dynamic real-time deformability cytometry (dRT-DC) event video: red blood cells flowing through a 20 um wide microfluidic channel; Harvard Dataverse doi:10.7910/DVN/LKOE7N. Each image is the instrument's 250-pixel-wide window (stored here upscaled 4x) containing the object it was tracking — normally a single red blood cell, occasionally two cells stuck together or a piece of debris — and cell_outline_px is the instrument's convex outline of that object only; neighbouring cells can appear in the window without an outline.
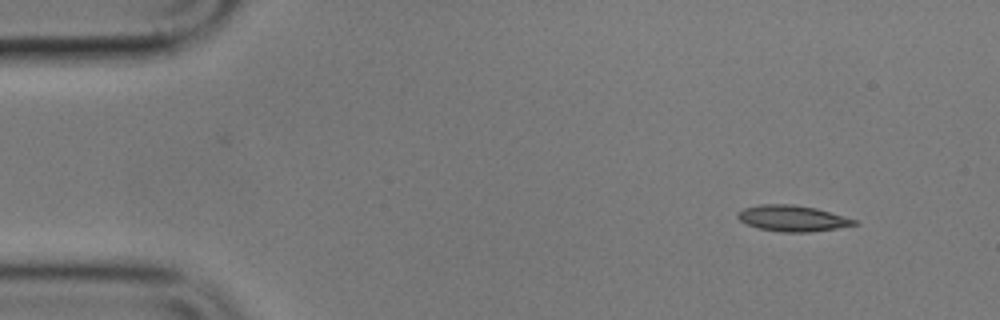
{"species": "common noctule bat (a hibernating species)", "species_latin": "Nyctalus noctula", "temperature_condition": "cold", "stored_images_in_passage": 10, "camera_frame_rate_fps": 3000, "um_per_image_px": 0.085, "animal": {"sex": "male", "body_mass_g": 17.9}, "frame": {"image": 1, "passage_image": 1, "time_ms": 0.0, "image_size_px": [1000, 320], "cell_outline_px": [[856, 224], [836, 228], [808, 232], [780, 232], [760, 228], [748, 224], [740, 220], [736, 216], [736, 212], [744, 208], [760, 204], [792, 204], [816, 208], [856, 220]], "centroid_in_image_um": [67.3, 18.55], "position_along_channel_um": 17.7, "area_um2": 17.4}}
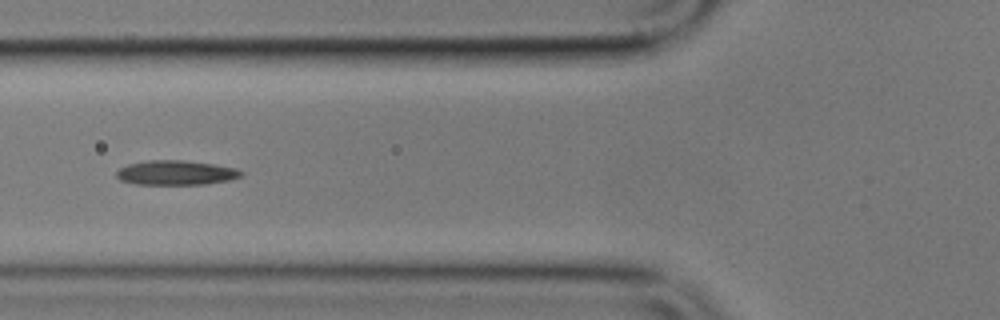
{"frame": {"image": 2, "passage_image": 5, "time_ms": 5.333, "image_size_px": [1000, 320], "cell_outline_px": [[244, 172], [240, 176], [228, 180], [204, 184], [136, 184], [120, 180], [116, 176], [116, 172], [120, 168], [128, 164], [148, 160], [180, 160], [212, 164], [236, 168]], "centroid_in_image_um": [14.92, 14.68], "position_along_channel_um": 110.9, "area_um2": 17.63}}
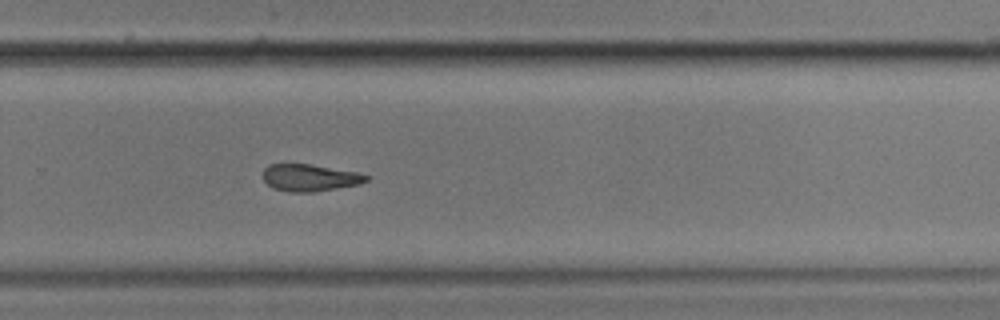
{"frame": {"image": 3, "passage_image": 10, "time_ms": 11.0, "image_size_px": [1000, 320], "cell_outline_px": [[372, 176], [368, 180], [356, 184], [336, 188], [312, 192], [288, 192], [272, 188], [264, 180], [264, 168], [268, 164], [308, 164], [360, 172]], "centroid_in_image_um": [26.34, 15.1], "position_along_channel_um": 303.5, "area_um2": 16.24}}